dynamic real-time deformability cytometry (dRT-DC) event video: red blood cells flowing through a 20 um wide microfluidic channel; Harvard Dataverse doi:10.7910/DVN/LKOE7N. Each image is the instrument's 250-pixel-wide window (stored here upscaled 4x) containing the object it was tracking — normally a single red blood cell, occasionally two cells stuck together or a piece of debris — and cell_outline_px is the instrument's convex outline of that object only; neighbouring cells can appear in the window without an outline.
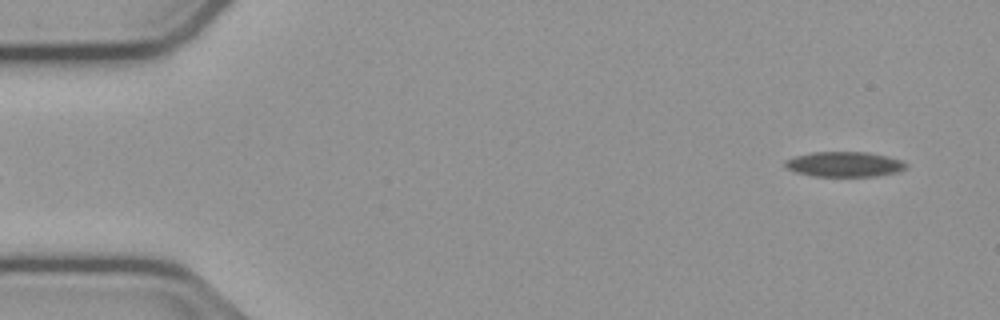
{"species": "common noctule bat (a hibernating species)", "species_latin": "Nyctalus noctula", "temperature_condition": "cold", "stored_images_in_passage": 52, "camera_frame_rate_fps": 3000, "um_per_image_px": 0.085, "animal": {"sex": "male", "body_mass_g": 23.1, "forearm_length_mm": 52.7}, "frame": {"image": 1, "passage_image": 1, "time_ms": 0.0, "image_size_px": [1000, 320], "cell_outline_px": [[908, 168], [896, 172], [876, 176], [816, 176], [796, 172], [788, 168], [784, 164], [784, 160], [796, 156], [812, 152], [864, 152], [888, 156], [904, 160], [908, 164]], "centroid_in_image_um": [71.82, 13.95], "position_along_channel_um": 13.2, "area_um2": 17.69}}
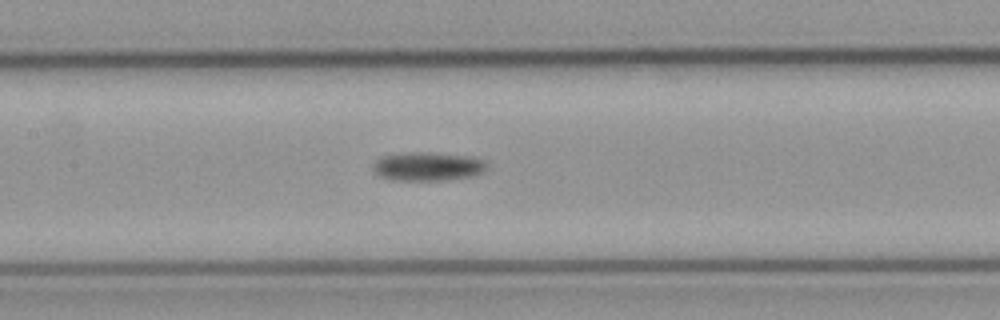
{"frame": {"image": 2, "passage_image": 23, "time_ms": 7.333, "image_size_px": [1000, 320], "cell_outline_px": [[488, 164], [484, 172], [472, 176], [444, 180], [388, 180], [376, 176], [372, 168], [372, 164], [380, 156], [412, 152], [432, 152], [472, 156], [484, 160]], "centroid_in_image_um": [36.33, 14.14], "position_along_channel_um": 171.1, "area_um2": 19.48}}
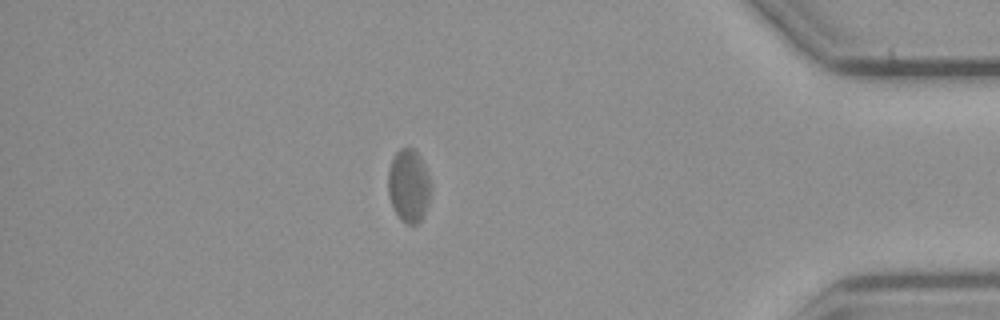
{"frame": {"image": 3, "passage_image": 45, "time_ms": 14.667, "image_size_px": [1000, 320], "cell_outline_px": [[428, 204], [424, 216], [416, 224], [408, 224], [400, 220], [392, 208], [388, 196], [388, 168], [392, 156], [400, 148], [412, 148], [420, 156], [428, 180]], "centroid_in_image_um": [34.67, 15.81], "position_along_channel_um": 400.5, "area_um2": 17.98}}